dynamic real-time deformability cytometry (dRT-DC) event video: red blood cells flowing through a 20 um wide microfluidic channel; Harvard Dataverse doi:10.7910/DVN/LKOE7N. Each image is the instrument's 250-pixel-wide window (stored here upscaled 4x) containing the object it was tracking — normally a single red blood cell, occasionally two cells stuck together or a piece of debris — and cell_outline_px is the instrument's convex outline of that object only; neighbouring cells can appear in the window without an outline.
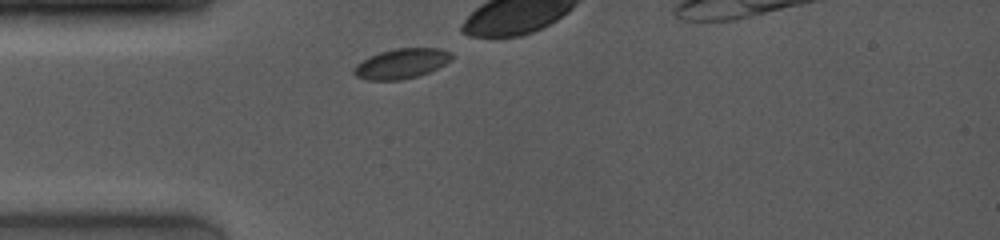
{"species": "common noctule bat (a hibernating species)", "species_latin": "Nyctalus noctula", "temperature_condition": "room temperature", "stored_images_in_passage": 8, "camera_frame_rate_fps": 4000, "um_per_image_px": 0.085, "animal": {"sex": "female", "body_mass_g": 19.0, "forearm_length_mm": 53.3}, "frame": {"image": 1, "passage_image": 1, "time_ms": 0.0, "image_size_px": [1000, 240], "cell_outline_px": [[452, 60], [428, 72], [416, 76], [400, 80], [368, 80], [356, 76], [352, 72], [352, 68], [356, 64], [380, 52], [396, 48], [440, 48], [452, 52]], "centroid_in_image_um": [34.12, 5.4], "position_along_channel_um": 50.9, "area_um2": 16.94}}